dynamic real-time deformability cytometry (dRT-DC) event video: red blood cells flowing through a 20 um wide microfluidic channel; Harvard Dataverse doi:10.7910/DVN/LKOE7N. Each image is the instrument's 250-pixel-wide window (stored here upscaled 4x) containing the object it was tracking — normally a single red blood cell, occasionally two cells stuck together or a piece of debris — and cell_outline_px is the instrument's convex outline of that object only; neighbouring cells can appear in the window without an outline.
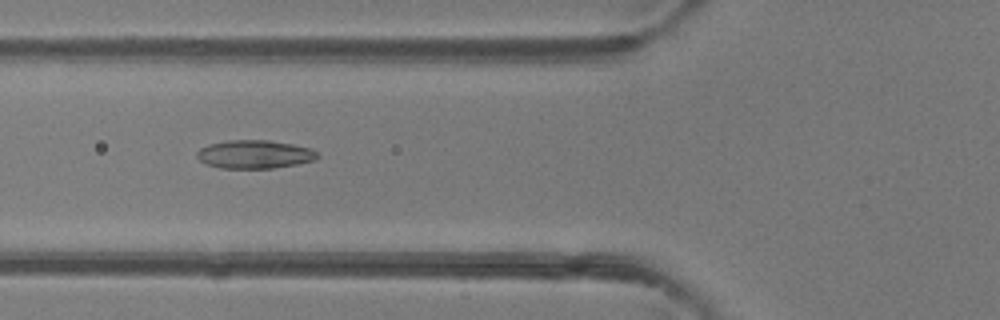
{"species": "common noctule bat (a hibernating species)", "species_latin": "Nyctalus noctula", "temperature_condition": "room temperature", "stored_images_in_passage": 44, "camera_frame_rate_fps": 3000, "um_per_image_px": 0.085, "animal": {"sex": "female"}, "frame": {"image": 1, "passage_image": 13, "time_ms": 4.0, "image_size_px": [1000, 320], "cell_outline_px": [[320, 156], [316, 160], [296, 164], [272, 168], [220, 168], [208, 164], [200, 160], [196, 156], [196, 152], [200, 148], [208, 144], [228, 140], [268, 140], [292, 144], [312, 148]], "centroid_in_image_um": [21.65, 13.11], "position_along_channel_um": 104.2, "area_um2": 19.94}}
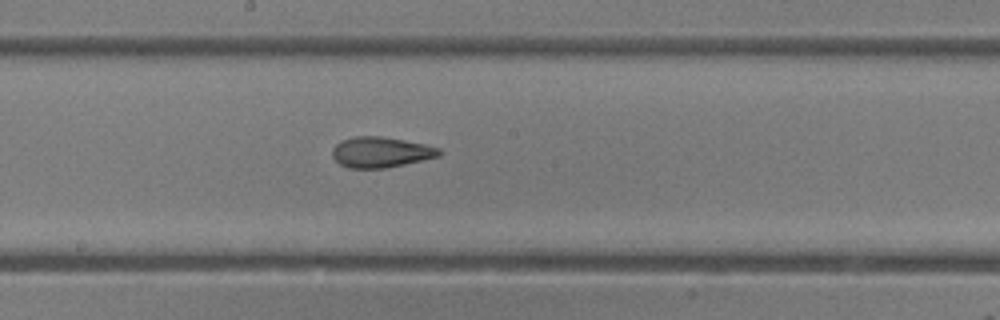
{"frame": {"image": 2, "passage_image": 21, "time_ms": 6.667, "image_size_px": [1000, 320], "cell_outline_px": [[440, 156], [404, 164], [384, 168], [348, 168], [340, 164], [332, 156], [332, 148], [340, 140], [352, 136], [380, 136], [404, 140], [424, 144], [440, 148]], "centroid_in_image_um": [32.33, 12.93], "position_along_channel_um": 215.9, "area_um2": 19.02}}
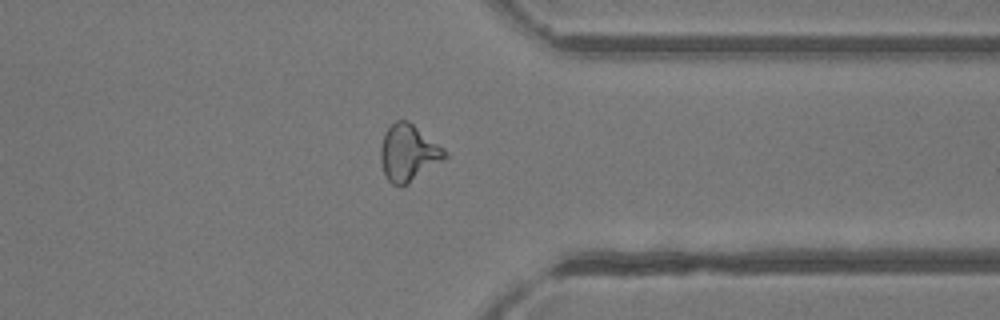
{"frame": {"image": 3, "passage_image": 33, "time_ms": 10.667, "image_size_px": [1000, 320], "cell_outline_px": [[448, 156], [408, 184], [400, 188], [392, 184], [388, 180], [384, 172], [380, 160], [380, 148], [384, 132], [396, 120], [408, 120], [444, 148]], "centroid_in_image_um": [34.69, 13.0], "position_along_channel_um": 376.7, "area_um2": 21.15}, "authors_computed_cell_mechanics": {"area_um2": 20.3456, "velocity_mm_per_s": 4.1681, "shape_relaxation_time_tau1_ms": 5.0936, "shape_relaxation_time_tau2_ms": 2.3253, "deformation_change_tau1": 0.1325, "deformation_change_tau2": 0.1003}}